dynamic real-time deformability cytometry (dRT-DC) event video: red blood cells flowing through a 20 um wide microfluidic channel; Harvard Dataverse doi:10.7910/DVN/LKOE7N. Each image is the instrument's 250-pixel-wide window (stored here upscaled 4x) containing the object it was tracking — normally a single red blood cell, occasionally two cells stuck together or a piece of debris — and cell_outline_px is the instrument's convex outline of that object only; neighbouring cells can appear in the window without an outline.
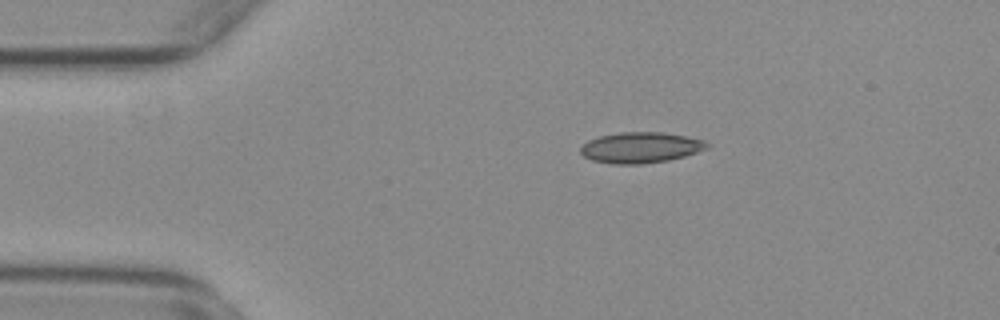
{"species": "common noctule bat (a hibernating species)", "species_latin": "Nyctalus noctula", "temperature_condition": "warm", "stored_images_in_passage": 55, "camera_frame_rate_fps": 3000, "um_per_image_px": 0.085, "animal": {"sex": "female", "body_mass_g": 29.2, "forearm_length_mm": 56.3}, "frame": {"image": 1, "passage_image": 11, "time_ms": 3.333, "image_size_px": [1000, 320], "cell_outline_px": [[708, 148], [684, 156], [668, 160], [640, 164], [612, 164], [592, 160], [584, 156], [580, 152], [580, 148], [588, 140], [600, 136], [620, 132], [660, 132], [684, 136], [704, 140], [708, 144]], "centroid_in_image_um": [54.42, 12.54], "position_along_channel_um": 30.6, "area_um2": 22.48}}
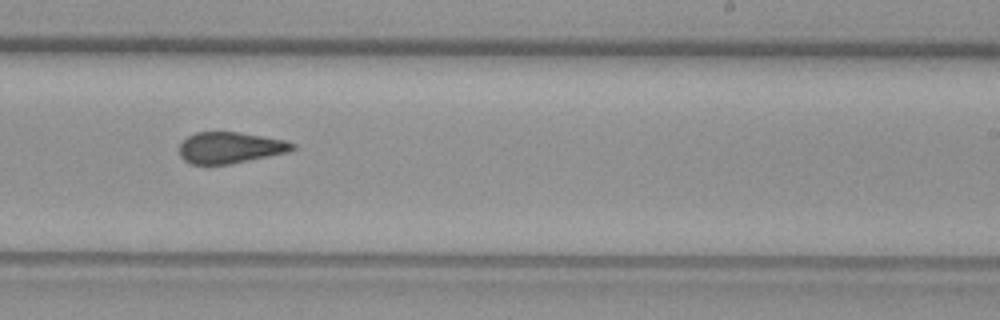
{"frame": {"image": 2, "passage_image": 34, "time_ms": 11.0, "image_size_px": [1000, 320], "cell_outline_px": [[296, 148], [288, 152], [228, 164], [192, 164], [184, 160], [180, 156], [180, 144], [188, 136], [196, 132], [240, 132], [284, 140], [296, 144]], "centroid_in_image_um": [19.56, 12.54], "position_along_channel_um": 269.4, "area_um2": 20.4}}
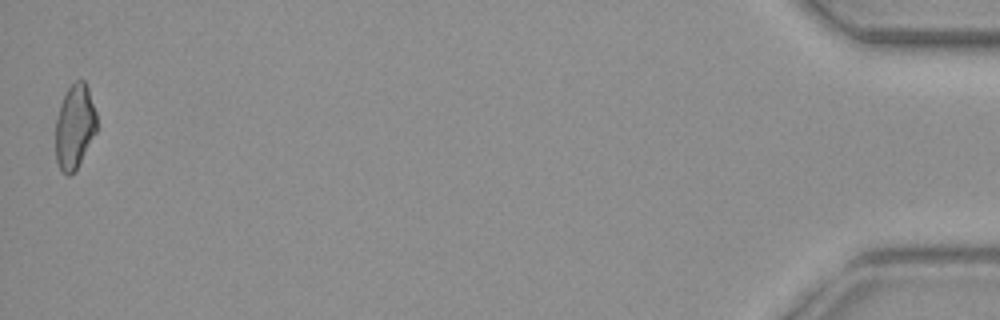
{"frame": {"image": 3, "passage_image": 55, "time_ms": 18.0, "image_size_px": [1000, 320], "cell_outline_px": [[96, 132], [76, 168], [68, 176], [60, 172], [56, 160], [56, 120], [60, 104], [68, 88], [76, 80], [84, 80], [88, 88], [96, 112]], "centroid_in_image_um": [6.33, 10.76], "position_along_channel_um": 428.9, "area_um2": 20.0}, "authors_computed_cell_mechanics": {"area_um2": 21.386, "velocity_mm_per_s": 3.7453, "shape_relaxation_time_tau1_ms": null, "shape_relaxation_time_tau2_ms": 2.753, "deformation_change_tau1": null, "deformation_change_tau2": 0.084}}